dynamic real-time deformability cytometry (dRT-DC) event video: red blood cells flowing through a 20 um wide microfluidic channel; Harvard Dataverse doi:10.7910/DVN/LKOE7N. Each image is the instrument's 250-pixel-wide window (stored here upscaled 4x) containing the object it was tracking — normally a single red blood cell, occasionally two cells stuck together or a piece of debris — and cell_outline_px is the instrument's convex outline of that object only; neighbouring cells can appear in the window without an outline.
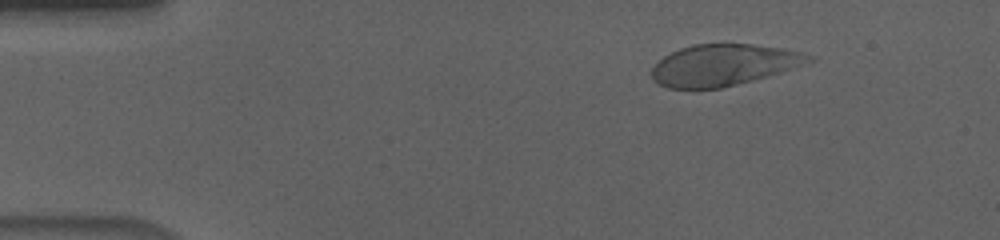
{"species": "human", "species_latin": "Homo sapiens", "temperature_condition": "cold", "stored_images_in_passage": 55, "camera_frame_rate_fps": 3000, "um_per_image_px": 0.085, "donor": {"sex": "male"}, "frame": {"image": 1, "passage_image": 7, "time_ms": 2.0, "image_size_px": [1000, 240], "cell_outline_px": [[816, 60], [780, 72], [752, 80], [720, 88], [668, 88], [652, 80], [652, 68], [664, 56], [680, 48], [692, 44], [752, 44], [784, 48], [816, 56]], "centroid_in_image_um": [61.52, 5.51], "position_along_channel_um": 23.5, "area_um2": 37.63}}
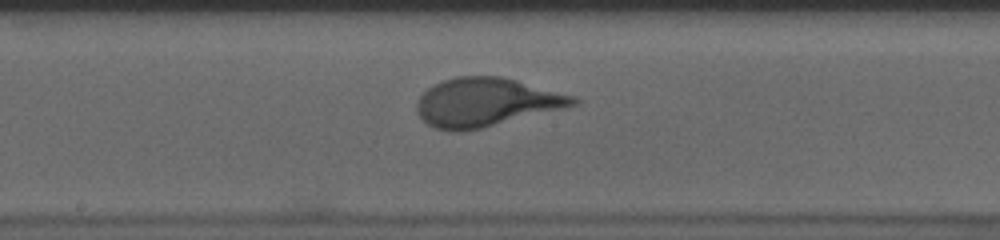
{"frame": {"image": 2, "passage_image": 29, "time_ms": 9.333, "image_size_px": [1000, 240], "cell_outline_px": [[580, 104], [568, 108], [480, 128], [460, 132], [448, 132], [432, 128], [416, 112], [416, 104], [420, 96], [428, 88], [444, 80], [456, 76], [500, 76], [516, 80], [576, 96], [580, 100]], "centroid_in_image_um": [41.34, 8.71], "position_along_channel_um": 206.9, "area_um2": 44.51}}
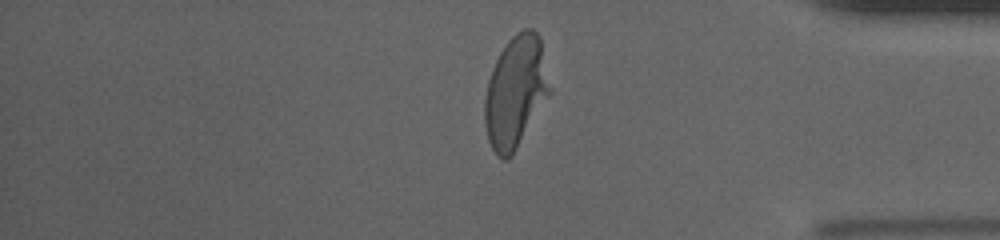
{"frame": {"image": 3, "passage_image": 46, "time_ms": 15.0, "image_size_px": [1000, 240], "cell_outline_px": [[552, 92], [512, 156], [508, 160], [500, 160], [496, 156], [488, 140], [484, 124], [484, 100], [488, 80], [492, 68], [500, 52], [508, 40], [516, 32], [524, 28], [532, 28], [540, 36], [552, 88]], "centroid_in_image_um": [43.84, 7.82], "position_along_channel_um": 391.4, "area_um2": 43.06}}